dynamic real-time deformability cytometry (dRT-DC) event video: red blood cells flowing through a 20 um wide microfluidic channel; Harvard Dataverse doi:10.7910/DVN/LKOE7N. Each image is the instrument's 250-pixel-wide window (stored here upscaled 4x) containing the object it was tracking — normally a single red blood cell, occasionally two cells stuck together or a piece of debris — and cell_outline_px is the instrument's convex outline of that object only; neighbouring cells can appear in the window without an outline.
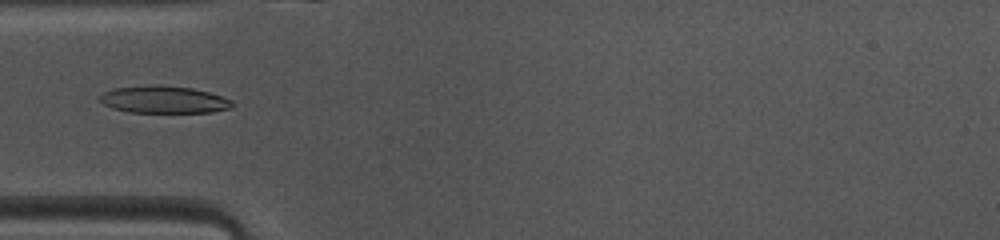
{"species": "common noctule bat (a hibernating species)", "species_latin": "Nyctalus noctula", "temperature_condition": "warm", "stored_images_in_passage": 44, "camera_frame_rate_fps": 3000, "um_per_image_px": 0.085, "animal": {"sex": "female", "body_mass_g": 10.0, "forearm_length_mm": 53.1}, "frame": {"image": 1, "passage_image": 10, "time_ms": 3.0, "image_size_px": [1000, 240], "cell_outline_px": [[236, 104], [232, 108], [212, 112], [128, 112], [112, 108], [104, 104], [100, 100], [100, 96], [104, 92], [112, 88], [156, 84], [192, 88], [208, 92], [232, 100]], "centroid_in_image_um": [13.94, 8.46], "position_along_channel_um": 71.1, "area_um2": 21.1}}
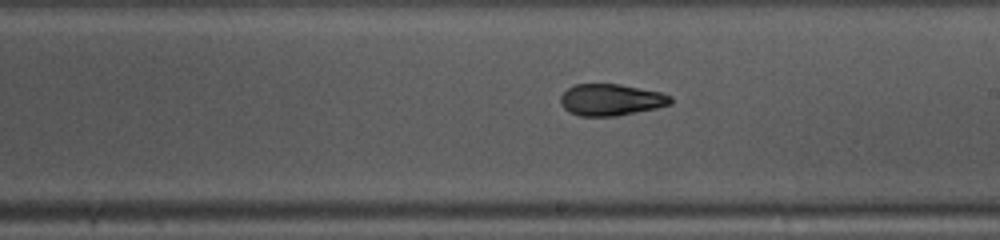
{"frame": {"image": 2, "passage_image": 22, "time_ms": 7.0, "image_size_px": [1000, 240], "cell_outline_px": [[672, 104], [656, 108], [616, 116], [580, 116], [568, 112], [560, 104], [560, 96], [568, 88], [576, 84], [620, 84], [660, 92], [672, 96]], "centroid_in_image_um": [51.92, 8.48], "position_along_channel_um": 237.1, "area_um2": 20.35}}
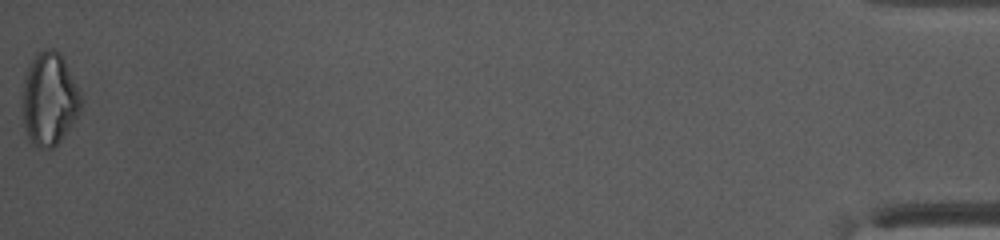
{"frame": {"image": 3, "passage_image": 44, "time_ms": 14.333, "image_size_px": [1000, 240], "cell_outline_px": [[84, 100], [72, 124], [60, 140], [52, 148], [36, 148], [28, 140], [24, 128], [24, 76], [28, 64], [36, 52], [48, 48], [52, 48], [60, 52]], "centroid_in_image_um": [4.19, 8.41], "position_along_channel_um": 431.0, "area_um2": 31.62}, "authors_computed_cell_mechanics": {"area_um2": 21.0681, "velocity_mm_per_s": 4.1156, "shape_relaxation_time_tau1_ms": 9.8779, "shape_relaxation_time_tau2_ms": 4.9039, "deformation_change_tau1": 0.2381, "deformation_change_tau2": 0.1048}}